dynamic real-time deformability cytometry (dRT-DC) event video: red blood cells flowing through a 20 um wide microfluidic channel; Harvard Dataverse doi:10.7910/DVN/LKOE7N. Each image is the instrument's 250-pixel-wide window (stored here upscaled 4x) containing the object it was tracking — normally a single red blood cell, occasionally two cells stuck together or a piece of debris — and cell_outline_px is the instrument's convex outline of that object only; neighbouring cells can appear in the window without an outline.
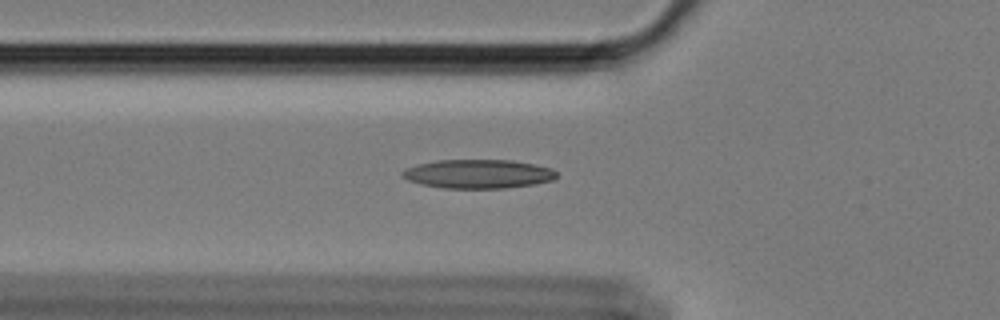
{"species": "Egyptian fruit bat (a non-hibernating species)", "species_latin": "Rousettus aegyptiacus", "temperature_condition": "cold", "stored_images_in_passage": 47, "camera_frame_rate_fps": 3000, "um_per_image_px": 0.085, "animal": {"sex": "female"}, "frame": {"image": 1, "passage_image": 9, "time_ms": 2.667, "image_size_px": [1000, 320], "cell_outline_px": [[556, 176], [552, 180], [536, 184], [504, 188], [444, 188], [420, 184], [408, 180], [400, 172], [404, 168], [436, 160], [512, 160], [552, 168], [556, 172]], "centroid_in_image_um": [40.63, 14.78], "position_along_channel_um": 85.2, "area_um2": 25.89}}
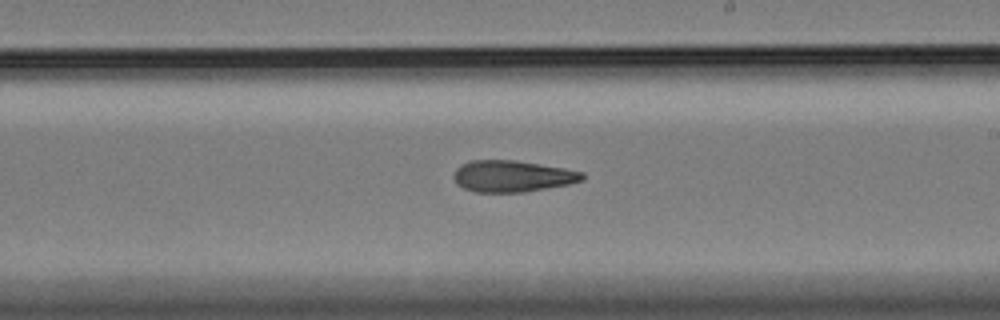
{"frame": {"image": 2, "passage_image": 23, "time_ms": 7.333, "image_size_px": [1000, 320], "cell_outline_px": [[584, 180], [568, 184], [524, 192], [476, 192], [464, 188], [456, 184], [456, 168], [472, 160], [516, 160], [564, 168], [584, 172]], "centroid_in_image_um": [43.59, 14.97], "position_along_channel_um": 245.4, "area_um2": 23.35}}
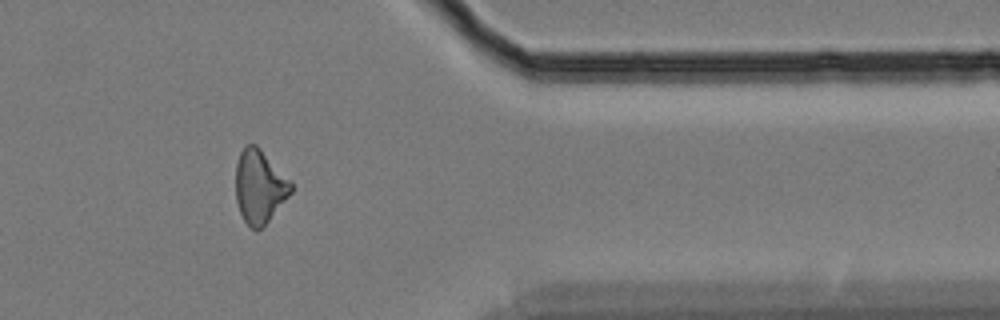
{"frame": {"image": 3, "passage_image": 37, "time_ms": 12.0, "image_size_px": [1000, 320], "cell_outline_px": [[292, 192], [268, 220], [260, 228], [252, 228], [244, 220], [240, 212], [236, 200], [236, 164], [240, 152], [244, 144], [256, 144], [292, 180]], "centroid_in_image_um": [22.06, 15.8], "position_along_channel_um": 389.3, "area_um2": 23.52}, "authors_computed_cell_mechanics": {"area_um2": 23.698, "velocity_mm_per_s": 3.4088, "shape_relaxation_time_tau1_ms": null, "shape_relaxation_time_tau2_ms": 11.3075, "deformation_change_tau1": null, "deformation_change_tau2": 0.254}}